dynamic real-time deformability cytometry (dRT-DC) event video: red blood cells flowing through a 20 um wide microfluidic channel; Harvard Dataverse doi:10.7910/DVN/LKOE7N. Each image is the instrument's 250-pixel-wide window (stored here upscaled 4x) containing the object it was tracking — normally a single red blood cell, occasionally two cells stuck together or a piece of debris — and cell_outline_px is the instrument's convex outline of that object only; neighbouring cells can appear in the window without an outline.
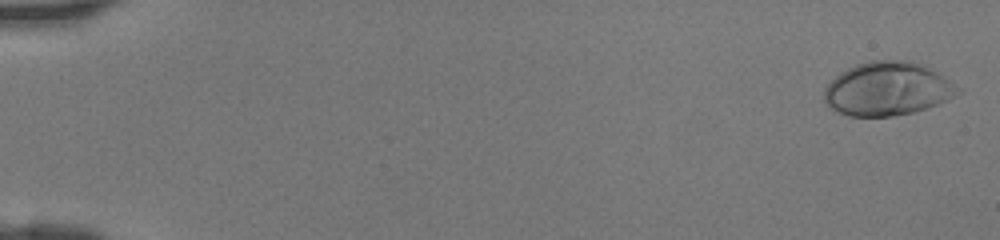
{"species": "human", "species_latin": "Homo sapiens", "temperature_condition": "room temperature", "stored_images_in_passage": 46, "camera_frame_rate_fps": 3000, "um_per_image_px": 0.085, "donor": {"sex": "female"}, "frame": {"image": 1, "passage_image": 1, "time_ms": 0.0, "image_size_px": [1000, 240], "cell_outline_px": [[960, 92], [948, 100], [928, 108], [912, 112], [892, 116], [848, 116], [832, 108], [824, 100], [824, 88], [840, 72], [856, 64], [868, 60], [912, 60], [932, 68], [940, 72]], "centroid_in_image_um": [75.43, 7.53], "position_along_channel_um": 9.6, "area_um2": 41.67}}
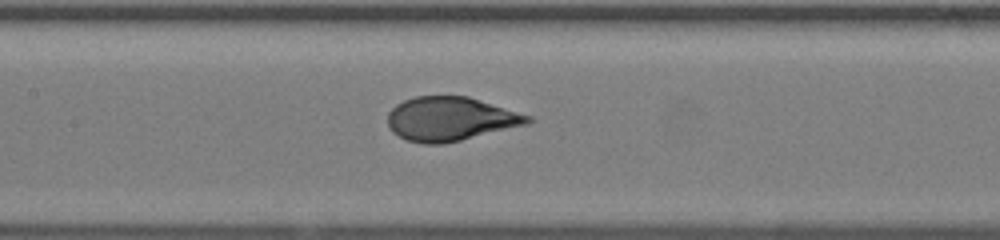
{"frame": {"image": 2, "passage_image": 23, "time_ms": 7.333, "image_size_px": [1000, 240], "cell_outline_px": [[532, 120], [528, 124], [444, 144], [424, 144], [408, 140], [392, 132], [388, 124], [388, 112], [396, 104], [404, 100], [416, 96], [468, 96], [532, 116]], "centroid_in_image_um": [38.28, 10.1], "position_along_channel_um": 169.1, "area_um2": 35.78}}
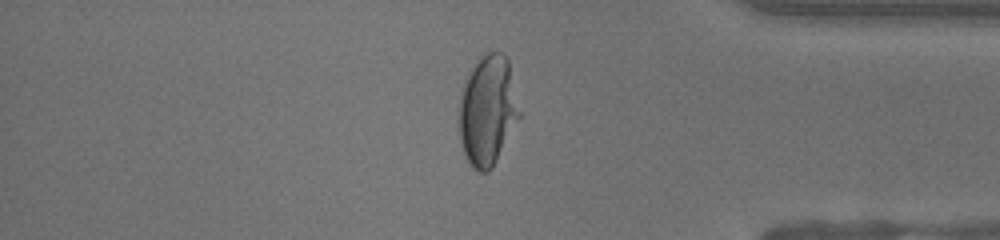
{"frame": {"image": 3, "passage_image": 39, "time_ms": 12.667, "image_size_px": [1000, 240], "cell_outline_px": [[520, 116], [492, 168], [488, 172], [480, 172], [472, 168], [464, 152], [460, 140], [460, 96], [468, 76], [472, 68], [488, 52], [504, 52], [508, 60], [520, 112]], "centroid_in_image_um": [41.46, 9.42], "position_along_channel_um": 393.7, "area_um2": 37.8}}